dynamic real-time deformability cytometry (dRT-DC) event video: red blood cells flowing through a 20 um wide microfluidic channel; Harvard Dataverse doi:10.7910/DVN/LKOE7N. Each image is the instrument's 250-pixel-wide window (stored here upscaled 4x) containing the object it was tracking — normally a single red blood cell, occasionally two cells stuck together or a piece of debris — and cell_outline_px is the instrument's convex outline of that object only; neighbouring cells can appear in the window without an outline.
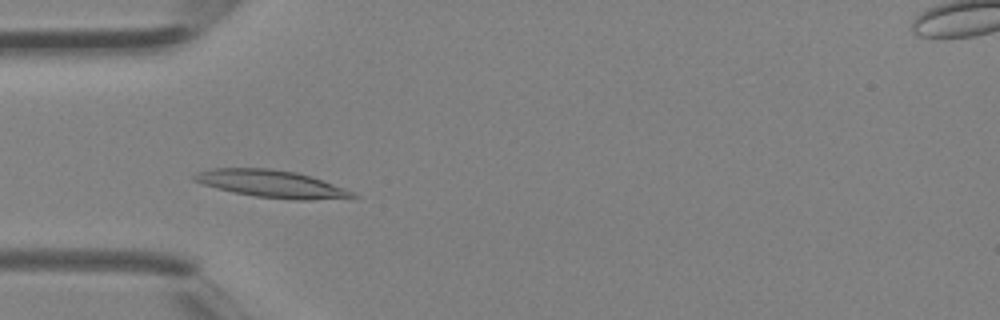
{"species": "Egyptian fruit bat (a non-hibernating species)", "species_latin": "Rousettus aegyptiacus", "temperature_condition": "room temperature", "stored_images_in_passage": 2, "camera_frame_rate_fps": 3000, "um_per_image_px": 0.085, "animal": {"sex": "female"}, "frame": {"image": 1, "passage_image": 2, "time_ms": 0.333, "image_size_px": [1000, 320], "cell_outline_px": [[360, 196], [308, 200], [296, 200], [256, 196], [216, 188], [192, 180], [188, 176], [196, 172], [212, 168], [268, 168], [296, 172], [356, 192]], "centroid_in_image_um": [23.0, 15.61], "position_along_channel_um": 62.0, "area_um2": 24.91}}